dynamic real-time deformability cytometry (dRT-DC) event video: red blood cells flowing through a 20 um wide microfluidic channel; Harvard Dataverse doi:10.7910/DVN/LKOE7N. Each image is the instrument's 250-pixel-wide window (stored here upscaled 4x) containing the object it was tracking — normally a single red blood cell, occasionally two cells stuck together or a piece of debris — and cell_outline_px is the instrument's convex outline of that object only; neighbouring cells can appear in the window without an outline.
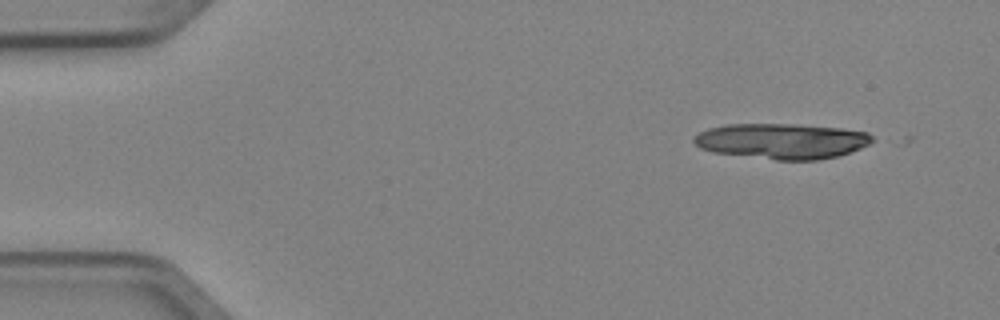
{"species": "Egyptian fruit bat (a non-hibernating species)", "species_latin": "Rousettus aegyptiacus", "temperature_condition": "cold", "stored_images_in_passage": 2, "camera_frame_rate_fps": 3000, "um_per_image_px": 0.085, "animal": {"sex": "female"}, "frame": {"image": 1, "passage_image": 1, "time_ms": 0.0, "image_size_px": [1000, 320], "cell_outline_px": [[872, 140], [868, 144], [860, 148], [836, 156], [820, 160], [776, 160], [712, 152], [700, 148], [692, 140], [700, 132], [708, 128], [728, 124], [792, 124], [840, 128], [868, 132], [872, 136]], "centroid_in_image_um": [66.43, 11.99], "position_along_channel_um": 18.6, "area_um2": 36.7}}